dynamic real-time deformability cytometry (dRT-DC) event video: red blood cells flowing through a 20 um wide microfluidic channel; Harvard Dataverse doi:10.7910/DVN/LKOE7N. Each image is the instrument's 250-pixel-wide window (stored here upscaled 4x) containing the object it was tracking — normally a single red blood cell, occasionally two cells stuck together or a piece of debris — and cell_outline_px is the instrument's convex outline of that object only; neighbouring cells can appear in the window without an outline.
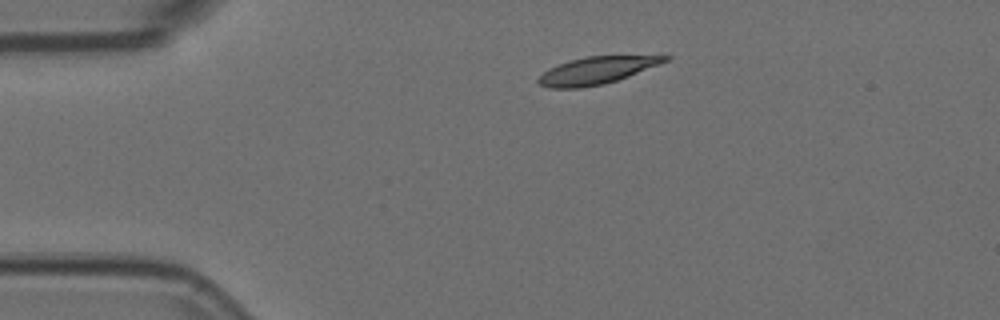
{"species": "Egyptian fruit bat (a non-hibernating species)", "species_latin": "Rousettus aegyptiacus", "temperature_condition": "room temperature", "stored_images_in_passage": 2, "camera_frame_rate_fps": 3000, "um_per_image_px": 0.085, "animal": {"sex": "female"}, "frame": {"image": 1, "passage_image": 1, "time_ms": 0.0, "image_size_px": [1000, 320], "cell_outline_px": [[672, 56], [668, 60], [628, 76], [604, 84], [580, 88], [548, 88], [540, 84], [536, 80], [548, 68], [568, 60], [588, 56]], "centroid_in_image_um": [50.64, 5.99], "position_along_channel_um": 34.4, "area_um2": 19.77}}